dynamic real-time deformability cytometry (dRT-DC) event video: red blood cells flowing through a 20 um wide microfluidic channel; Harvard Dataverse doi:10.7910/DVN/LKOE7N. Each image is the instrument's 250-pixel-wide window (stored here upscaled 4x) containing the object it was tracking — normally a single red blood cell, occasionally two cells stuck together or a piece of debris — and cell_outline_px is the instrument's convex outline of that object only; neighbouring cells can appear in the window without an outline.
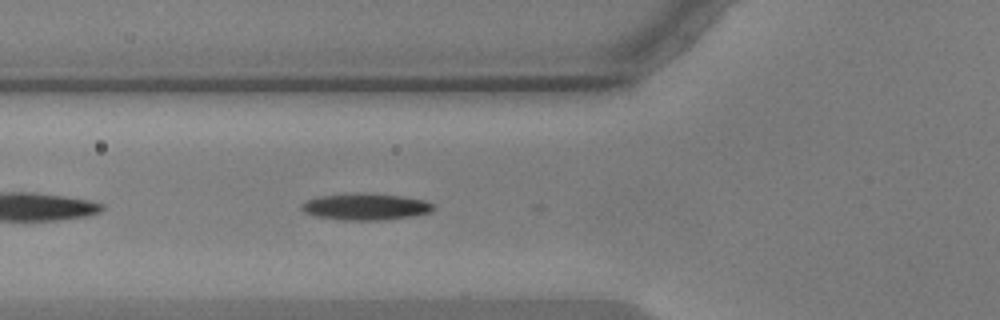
{"species": "common noctule bat (a hibernating species)", "species_latin": "Nyctalus noctula", "temperature_condition": "warm", "stored_images_in_passage": 30, "camera_frame_rate_fps": 3000, "um_per_image_px": 0.085, "animal": {"sex": "male", "body_mass_g": 17.9, "forearm_length_mm": 54.2}, "frame": {"image": 1, "passage_image": 5, "time_ms": 1.333, "image_size_px": [1000, 320], "cell_outline_px": [[436, 208], [432, 212], [384, 220], [344, 220], [316, 216], [304, 212], [300, 208], [300, 204], [304, 200], [320, 196], [400, 196], [424, 200], [436, 204]], "centroid_in_image_um": [31.09, 17.62], "position_along_channel_um": 94.7, "area_um2": 19.42}}
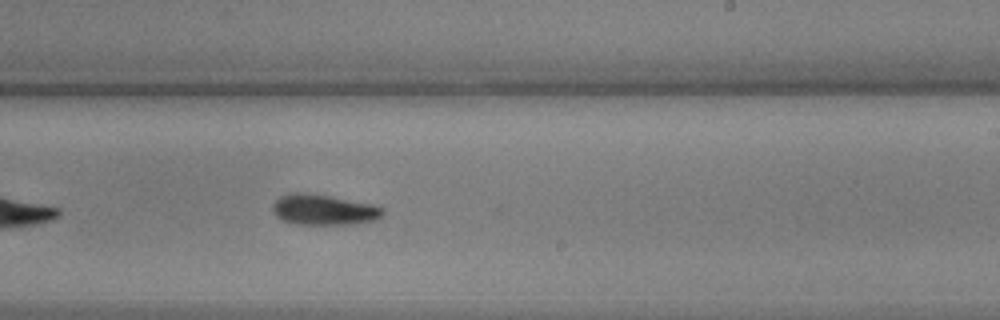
{"frame": {"image": 2, "passage_image": 19, "time_ms": 6.0, "image_size_px": [1000, 320], "cell_outline_px": [[384, 212], [376, 220], [356, 224], [296, 224], [284, 220], [276, 216], [272, 212], [272, 204], [280, 196], [292, 192], [304, 192], [328, 196], [372, 204], [384, 208]], "centroid_in_image_um": [27.5, 17.83], "position_along_channel_um": 261.5, "area_um2": 19.59}}
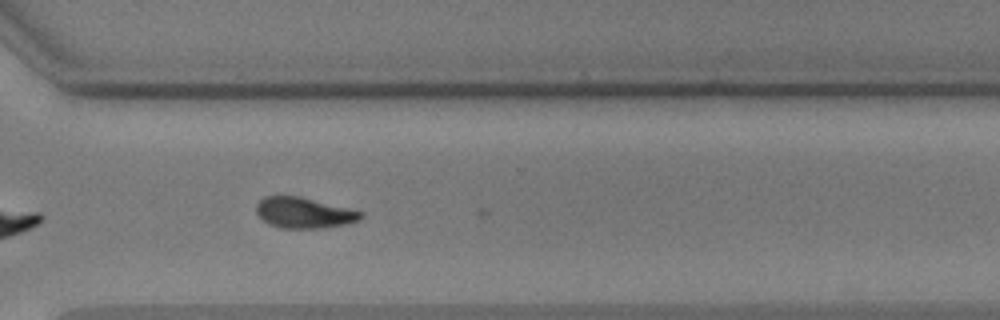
{"frame": {"image": 3, "passage_image": 26, "time_ms": 8.333, "image_size_px": [1000, 320], "cell_outline_px": [[364, 216], [360, 220], [348, 224], [320, 228], [280, 228], [268, 224], [256, 212], [256, 204], [264, 196], [300, 196], [364, 212]], "centroid_in_image_um": [25.85, 18.09], "position_along_channel_um": 344.7, "area_um2": 18.79}, "authors_computed_cell_mechanics": {"area_um2": 19.8254, "velocity_mm_per_s": 3.571, "shape_relaxation_time_tau1_ms": 3.4301, "shape_relaxation_time_tau2_ms": 6.1843, "deformation_change_tau1": 0.1437, "deformation_change_tau2": 0.1232}}